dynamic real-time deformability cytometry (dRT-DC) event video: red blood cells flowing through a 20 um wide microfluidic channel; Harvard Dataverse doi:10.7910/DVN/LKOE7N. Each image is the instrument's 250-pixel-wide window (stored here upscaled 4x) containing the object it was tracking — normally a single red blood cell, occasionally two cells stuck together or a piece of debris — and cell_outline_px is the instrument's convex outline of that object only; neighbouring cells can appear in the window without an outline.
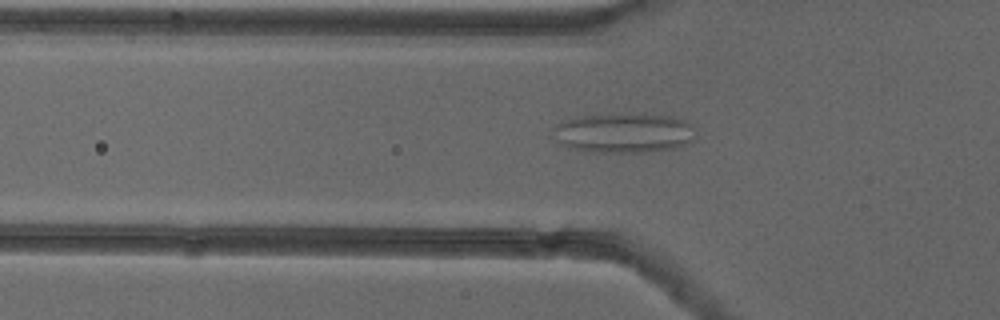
{"species": "common noctule bat (a hibernating species)", "species_latin": "Nyctalus noctula", "temperature_condition": "cold", "stored_images_in_passage": 16, "camera_frame_rate_fps": 3000, "um_per_image_px": 0.085, "animal": {"sex": "female"}, "frame": {"image": 1, "passage_image": 2, "time_ms": 0.333, "image_size_px": [1000, 320], "cell_outline_px": [[696, 136], [692, 140], [676, 148], [644, 152], [588, 152], [564, 144], [556, 140], [552, 128], [556, 124], [568, 120], [584, 116], [672, 116], [684, 120], [692, 124]], "centroid_in_image_um": [53.07, 11.34], "position_along_channel_um": 72.7, "area_um2": 31.91}}
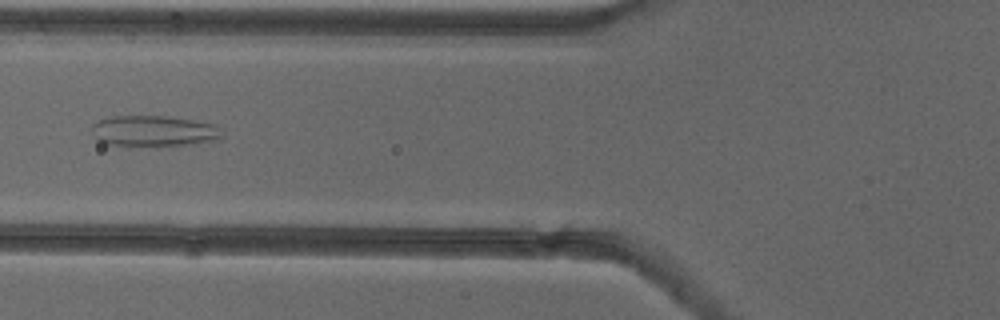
{"frame": {"image": 2, "passage_image": 5, "time_ms": 1.333, "image_size_px": [1000, 320], "cell_outline_px": [[220, 140], [196, 144], [104, 144], [96, 140], [92, 128], [92, 124], [108, 116], [164, 116], [192, 120], [212, 124], [216, 128], [220, 136]], "centroid_in_image_um": [13.02, 11.11], "position_along_channel_um": 112.8, "area_um2": 22.66}}